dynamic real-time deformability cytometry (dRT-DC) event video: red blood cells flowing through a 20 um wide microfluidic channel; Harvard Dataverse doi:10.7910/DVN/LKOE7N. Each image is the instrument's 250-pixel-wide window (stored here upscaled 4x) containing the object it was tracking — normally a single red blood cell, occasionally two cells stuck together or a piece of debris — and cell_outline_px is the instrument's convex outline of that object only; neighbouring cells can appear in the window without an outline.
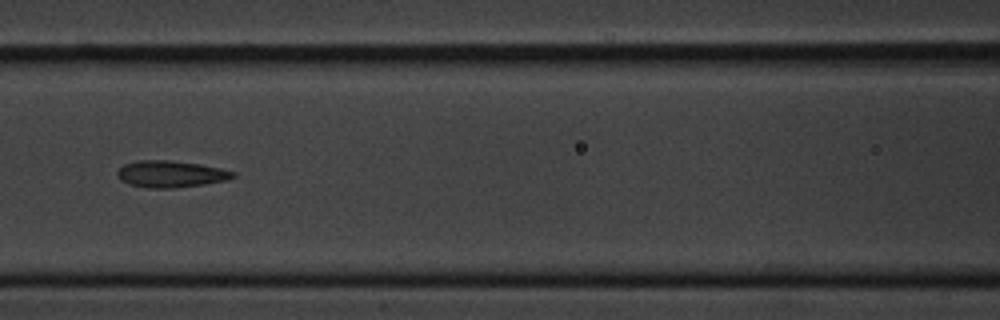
{"species": "common noctule bat (a hibernating species)", "species_latin": "Nyctalus noctula", "temperature_condition": "cold", "stored_images_in_passage": 11, "segment_of_instrument_passage": [1, 2], "camera_frame_rate_fps": 3000, "um_per_image_px": 0.085, "animal": {"sex": "male", "body_mass_g": 20.1, "forearm_length_mm": 53.5}, "frame": {"image": 1, "passage_image": 3, "time_ms": 2.667, "image_size_px": [1000, 320], "cell_outline_px": [[236, 176], [224, 180], [204, 184], [176, 188], [148, 188], [128, 184], [120, 180], [116, 176], [116, 172], [124, 164], [136, 160], [168, 160], [200, 164], [220, 168], [236, 172]], "centroid_in_image_um": [14.47, 14.79], "position_along_channel_um": 152.1, "area_um2": 18.09}}
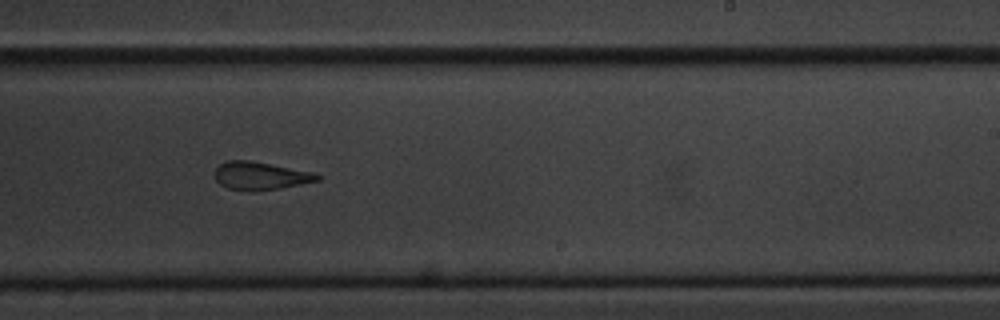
{"frame": {"image": 2, "passage_image": 6, "time_ms": 6.0, "image_size_px": [1000, 320], "cell_outline_px": [[320, 180], [280, 188], [228, 188], [220, 184], [216, 180], [216, 168], [220, 164], [228, 160], [248, 160], [312, 172], [320, 176]], "centroid_in_image_um": [22.14, 14.9], "position_along_channel_um": 266.9, "area_um2": 15.72}}
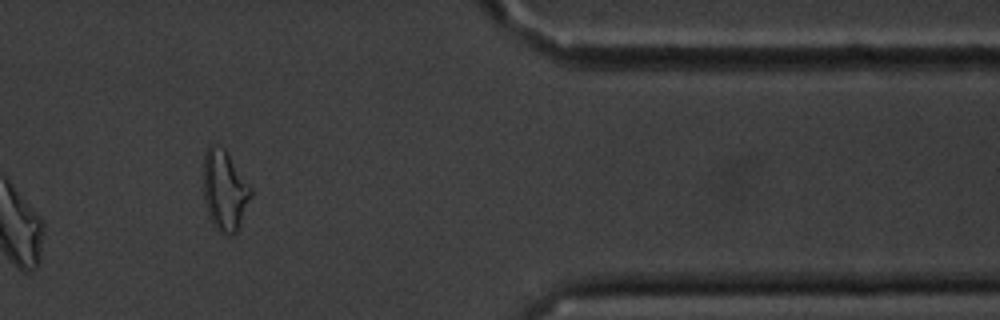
{"frame": {"image": 3, "passage_image": 9, "time_ms": 10.333, "image_size_px": [1000, 320], "cell_outline_px": [[252, 196], [240, 224], [236, 232], [228, 236], [220, 232], [212, 224], [208, 216], [204, 200], [204, 152], [212, 144], [216, 144], [224, 148], [252, 188]], "centroid_in_image_um": [19.09, 16.2], "position_along_channel_um": 392.3, "area_um2": 22.25}}